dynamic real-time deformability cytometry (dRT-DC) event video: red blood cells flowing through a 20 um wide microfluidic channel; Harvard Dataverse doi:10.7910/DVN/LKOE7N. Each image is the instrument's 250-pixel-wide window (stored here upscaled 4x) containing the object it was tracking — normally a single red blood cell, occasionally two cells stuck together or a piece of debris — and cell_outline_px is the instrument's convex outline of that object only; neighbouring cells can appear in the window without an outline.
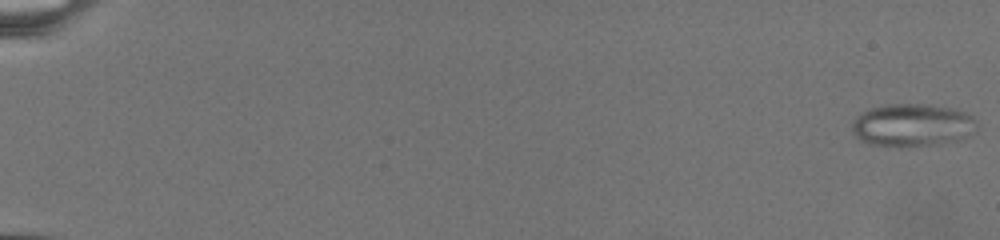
{"species": "common noctule bat (a hibernating species)", "species_latin": "Nyctalus noctula", "temperature_condition": "warm", "stored_images_in_passage": 48, "camera_frame_rate_fps": 3000, "um_per_image_px": 0.085, "animal": {"sex": "female", "body_mass_g": 19.5, "forearm_length_mm": 54.1}, "frame": {"image": 1, "passage_image": 1, "time_ms": 0.0, "image_size_px": [1000, 240], "cell_outline_px": [[976, 132], [968, 136], [944, 144], [900, 148], [868, 144], [860, 140], [852, 132], [852, 124], [856, 116], [872, 108], [888, 104], [928, 104], [952, 108], [964, 112], [972, 116], [976, 120]], "centroid_in_image_um": [77.56, 10.67], "position_along_channel_um": 7.4, "area_um2": 31.62}}
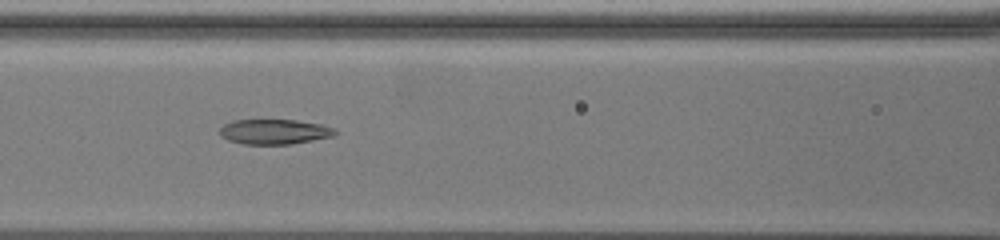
{"frame": {"image": 2, "passage_image": 33, "time_ms": 12.0, "image_size_px": [1000, 240], "cell_outline_px": [[336, 136], [292, 144], [240, 144], [228, 140], [220, 136], [220, 128], [224, 124], [232, 120], [296, 120], [320, 124], [336, 128]], "centroid_in_image_um": [23.33, 11.2], "position_along_channel_um": 143.3, "area_um2": 16.99}}
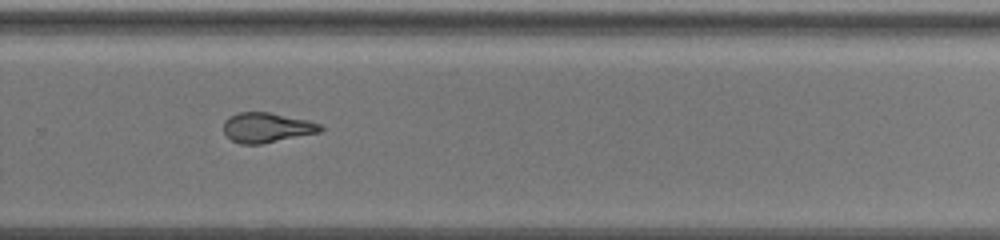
{"frame": {"image": 3, "passage_image": 48, "time_ms": 17.667, "image_size_px": [1000, 240], "cell_outline_px": [[324, 128], [320, 132], [260, 144], [240, 144], [232, 140], [224, 132], [224, 120], [228, 116], [236, 112], [268, 112], [308, 120], [320, 124]], "centroid_in_image_um": [22.65, 10.83], "position_along_channel_um": 307.1, "area_um2": 16.82}}